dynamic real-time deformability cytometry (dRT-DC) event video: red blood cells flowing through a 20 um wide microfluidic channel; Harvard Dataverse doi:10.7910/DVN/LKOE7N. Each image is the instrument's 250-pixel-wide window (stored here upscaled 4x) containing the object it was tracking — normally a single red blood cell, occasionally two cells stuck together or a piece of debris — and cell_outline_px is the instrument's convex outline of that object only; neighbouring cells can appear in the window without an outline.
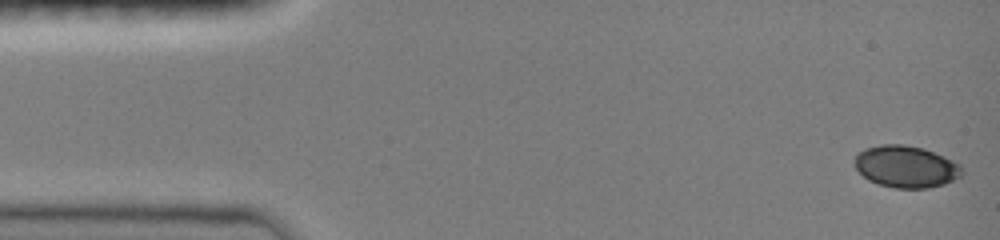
{"species": "common noctule bat (a hibernating species)", "species_latin": "Nyctalus noctula", "temperature_condition": "room temperature", "stored_images_in_passage": 72, "camera_frame_rate_fps": 3000, "um_per_image_px": 0.085, "animal": {"sex": "female", "body_mass_g": 19.0, "forearm_length_mm": 51.5}, "frame": {"image": 1, "passage_image": 1, "time_ms": 0.0, "image_size_px": [1000, 240], "cell_outline_px": [[964, 172], [960, 176], [944, 184], [928, 188], [896, 188], [880, 184], [868, 180], [856, 168], [856, 152], [864, 148], [880, 144], [904, 144], [924, 148], [952, 160], [960, 164]], "centroid_in_image_um": [77.01, 14.15], "position_along_channel_um": 8.0, "area_um2": 26.18}}
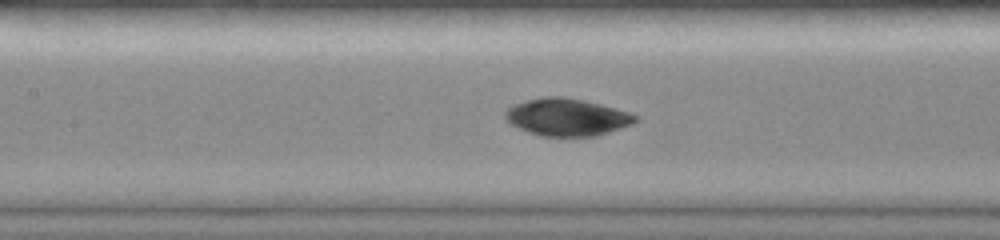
{"frame": {"image": 2, "passage_image": 31, "time_ms": 6.667, "image_size_px": [1000, 240], "cell_outline_px": [[636, 120], [632, 124], [596, 136], [540, 136], [528, 132], [512, 124], [504, 116], [504, 112], [512, 104], [524, 100], [544, 96], [560, 96], [584, 100], [632, 112], [636, 116]], "centroid_in_image_um": [48.17, 9.94], "position_along_channel_um": 159.2, "area_um2": 28.32}}
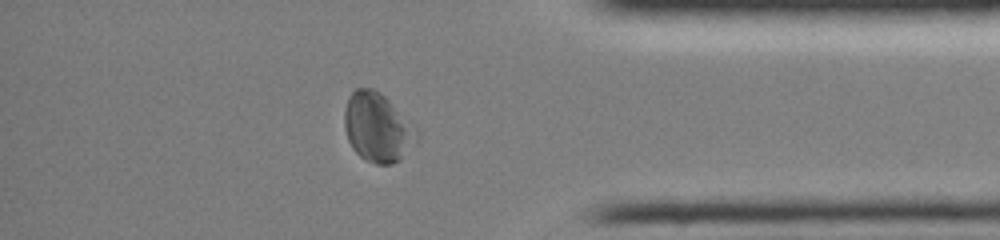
{"frame": {"image": 3, "passage_image": 61, "time_ms": 13.0, "image_size_px": [1000, 240], "cell_outline_px": [[420, 136], [400, 160], [392, 164], [376, 164], [364, 160], [352, 148], [348, 140], [344, 128], [344, 112], [348, 96], [356, 88], [372, 88], [380, 92], [420, 132]], "centroid_in_image_um": [32.07, 10.85], "position_along_channel_um": 403.1, "area_um2": 29.07}, "authors_computed_cell_mechanics": {"area_um2": 27.6284, "velocity_mm_per_s": 4.022, "shape_relaxation_time_tau1_ms": 2.9321, "shape_relaxation_time_tau2_ms": 6.4594, "deformation_change_tau1": 0.0731, "deformation_change_tau2": 0.0884}}